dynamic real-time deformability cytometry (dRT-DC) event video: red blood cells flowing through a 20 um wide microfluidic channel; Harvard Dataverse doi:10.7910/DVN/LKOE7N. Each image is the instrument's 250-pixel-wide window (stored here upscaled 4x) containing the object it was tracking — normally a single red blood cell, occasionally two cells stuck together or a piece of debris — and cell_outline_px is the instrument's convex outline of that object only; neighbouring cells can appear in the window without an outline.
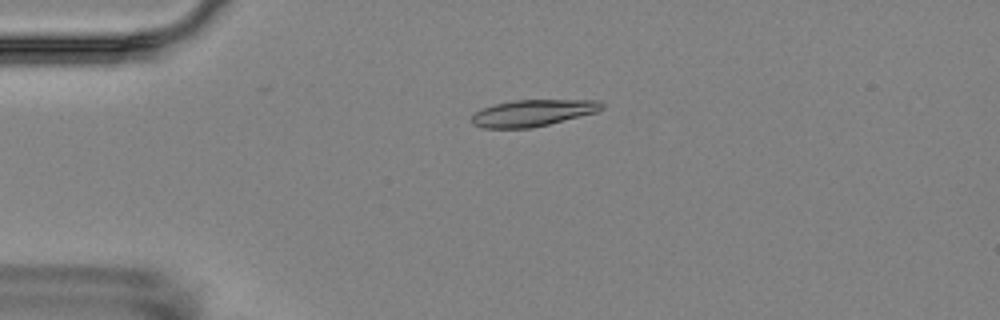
{"species": "Egyptian fruit bat (a non-hibernating species)", "species_latin": "Rousettus aegyptiacus", "temperature_condition": "room temperature", "stored_images_in_passage": 4, "camera_frame_rate_fps": 3000, "um_per_image_px": 0.085, "animal": {"sex": "female"}, "frame": {"image": 1, "passage_image": 3, "time_ms": 3.333, "image_size_px": [1000, 320], "cell_outline_px": [[604, 108], [596, 112], [532, 128], [484, 128], [472, 124], [468, 120], [480, 108], [492, 104], [512, 100], [600, 100], [604, 104]], "centroid_in_image_um": [45.23, 9.59], "position_along_channel_um": 39.8, "area_um2": 20.35}}